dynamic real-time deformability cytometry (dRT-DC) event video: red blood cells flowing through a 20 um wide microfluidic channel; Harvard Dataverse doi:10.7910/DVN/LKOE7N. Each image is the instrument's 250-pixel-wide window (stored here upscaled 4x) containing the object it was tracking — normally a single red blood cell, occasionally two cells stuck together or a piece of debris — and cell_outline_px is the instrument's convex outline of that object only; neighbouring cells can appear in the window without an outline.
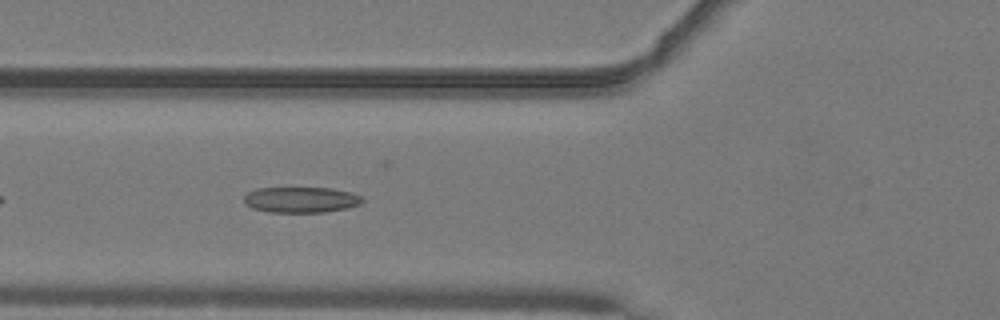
{"species": "common noctule bat (a hibernating species)", "species_latin": "Nyctalus noctula", "temperature_condition": "warm", "stored_images_in_passage": 38, "camera_frame_rate_fps": 3000, "um_per_image_px": 0.085, "animal": {"sex": "male", "body_mass_g": 19.2, "forearm_length_mm": 51.8}, "frame": {"image": 1, "passage_image": 6, "time_ms": 1.667, "image_size_px": [1000, 320], "cell_outline_px": [[364, 200], [360, 204], [348, 208], [324, 212], [268, 212], [252, 208], [244, 204], [244, 196], [248, 192], [256, 188], [332, 188], [352, 192], [360, 196]], "centroid_in_image_um": [25.57, 16.98], "position_along_channel_um": 100.2, "area_um2": 17.86}}
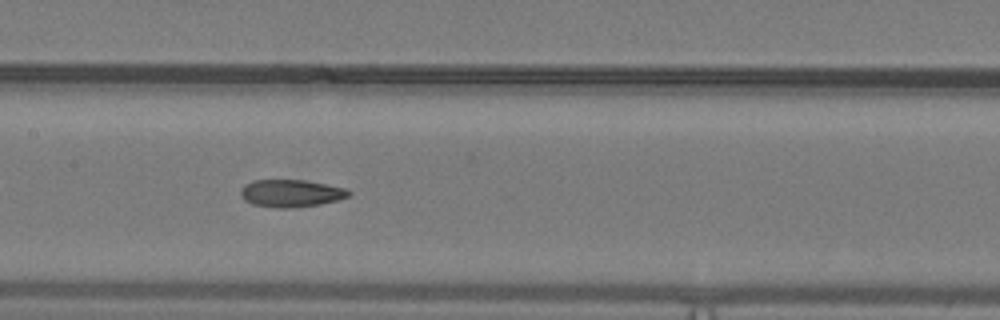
{"frame": {"image": 2, "passage_image": 12, "time_ms": 3.667, "image_size_px": [1000, 320], "cell_outline_px": [[352, 192], [348, 196], [336, 200], [320, 204], [284, 208], [276, 208], [252, 204], [244, 200], [240, 196], [240, 188], [244, 184], [252, 180], [304, 180], [344, 188]], "centroid_in_image_um": [24.66, 16.42], "position_along_channel_um": 182.7, "area_um2": 17.17}, "authors_computed_cell_mechanics": {"area_um2": 17.7735, "velocity_mm_per_s": 4.1049, "shape_relaxation_time_tau1_ms": 10.7754, "shape_relaxation_time_tau2_ms": 1.8603, "deformation_change_tau1": 0.2426, "deformation_change_tau2": 0.0852}}